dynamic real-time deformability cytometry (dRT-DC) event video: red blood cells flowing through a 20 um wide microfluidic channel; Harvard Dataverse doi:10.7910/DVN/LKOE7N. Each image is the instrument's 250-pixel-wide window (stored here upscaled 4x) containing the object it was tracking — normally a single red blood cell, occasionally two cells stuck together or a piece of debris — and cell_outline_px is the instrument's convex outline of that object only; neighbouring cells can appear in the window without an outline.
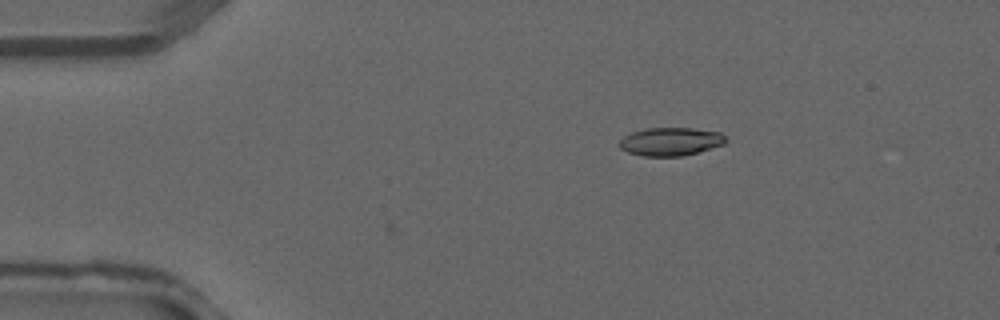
{"species": "common noctule bat (a hibernating species)", "species_latin": "Nyctalus noctula", "temperature_condition": "warm", "stored_images_in_passage": 2, "camera_frame_rate_fps": 3000, "um_per_image_px": 0.085, "animal": {"sex": "male", "forearm_length_mm": 52.5}, "frame": {"image": 1, "passage_image": 2, "time_ms": 0.333, "image_size_px": [1000, 320], "cell_outline_px": [[728, 140], [724, 144], [696, 152], [680, 156], [644, 156], [628, 152], [620, 148], [616, 144], [624, 136], [632, 132], [648, 128], [692, 128], [720, 132]], "centroid_in_image_um": [56.97, 12.03], "position_along_channel_um": 28.0, "area_um2": 17.4}}